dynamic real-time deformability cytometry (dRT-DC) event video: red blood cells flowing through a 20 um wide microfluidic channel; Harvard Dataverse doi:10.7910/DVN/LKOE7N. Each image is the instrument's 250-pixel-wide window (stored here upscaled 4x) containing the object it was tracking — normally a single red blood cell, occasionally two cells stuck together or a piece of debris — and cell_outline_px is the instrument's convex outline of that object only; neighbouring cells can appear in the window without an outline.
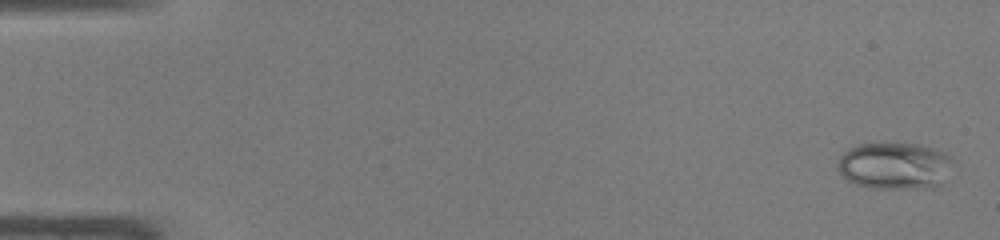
{"species": "common noctule bat (a hibernating species)", "species_latin": "Nyctalus noctula", "temperature_condition": "warm", "stored_images_in_passage": 48, "camera_frame_rate_fps": 3000, "um_per_image_px": 0.085, "animal": {"sex": "male", "body_mass_g": 19.0, "forearm_length_mm": 50.8}, "frame": {"image": 1, "passage_image": 2, "time_ms": 0.333, "image_size_px": [1000, 240], "cell_outline_px": [[948, 160], [940, 184], [936, 188], [876, 188], [856, 184], [848, 180], [836, 168], [836, 164], [840, 156], [848, 148], [860, 144], [920, 144], [936, 148], [944, 152], [948, 156]], "centroid_in_image_um": [75.95, 14.09], "position_along_channel_um": 9.1, "area_um2": 30.81}}
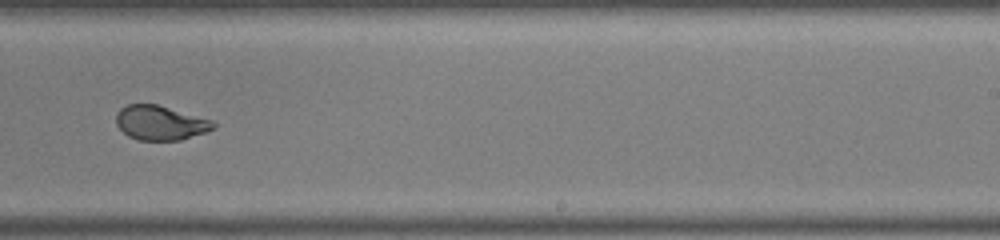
{"frame": {"image": 2, "passage_image": 31, "time_ms": 10.0, "image_size_px": [1000, 240], "cell_outline_px": [[216, 128], [180, 140], [136, 140], [128, 136], [116, 124], [116, 112], [120, 108], [128, 104], [156, 104], [212, 120], [216, 124]], "centroid_in_image_um": [13.6, 10.44], "position_along_channel_um": 275.4, "area_um2": 19.42}}
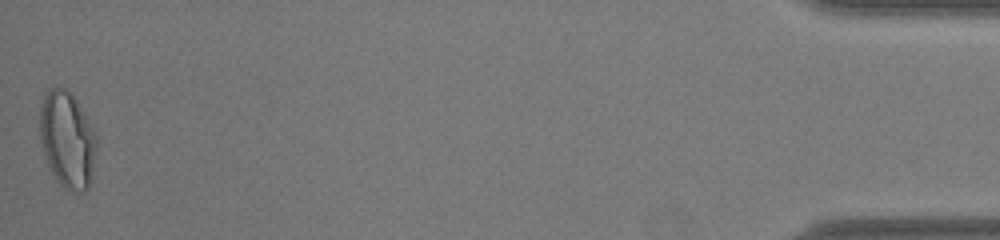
{"frame": {"image": 3, "passage_image": 48, "time_ms": 15.667, "image_size_px": [1000, 240], "cell_outline_px": [[96, 148], [88, 188], [84, 192], [72, 192], [60, 184], [56, 180], [48, 164], [40, 140], [40, 104], [48, 88], [56, 84], [68, 88], [84, 112], [96, 132]], "centroid_in_image_um": [5.7, 11.8], "position_along_channel_um": 429.5, "area_um2": 32.02}}